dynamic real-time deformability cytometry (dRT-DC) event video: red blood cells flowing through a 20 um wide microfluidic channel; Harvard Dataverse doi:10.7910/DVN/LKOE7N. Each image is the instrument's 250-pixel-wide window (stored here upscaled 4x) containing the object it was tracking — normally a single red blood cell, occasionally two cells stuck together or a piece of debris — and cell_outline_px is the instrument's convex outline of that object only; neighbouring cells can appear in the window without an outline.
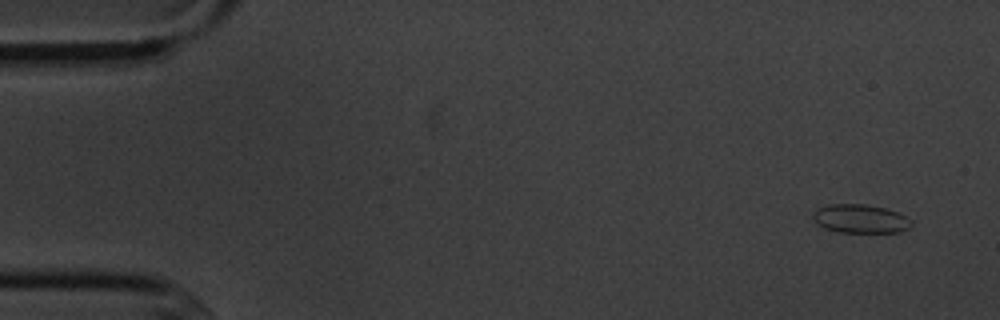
{"species": "common noctule bat (a hibernating species)", "species_latin": "Nyctalus noctula", "temperature_condition": "cold", "stored_images_in_passage": 6, "camera_frame_rate_fps": 3000, "um_per_image_px": 0.085, "animal": {"sex": "male", "body_mass_g": 20.1, "forearm_length_mm": 53.5}, "frame": {"image": 1, "passage_image": 1, "time_ms": 0.0, "image_size_px": [1000, 320], "cell_outline_px": [[912, 224], [908, 228], [900, 232], [836, 232], [824, 228], [816, 224], [812, 216], [816, 208], [828, 204], [860, 204], [884, 208], [900, 212], [912, 220]], "centroid_in_image_um": [73.11, 18.59], "position_along_channel_um": 11.9, "area_um2": 16.59}}
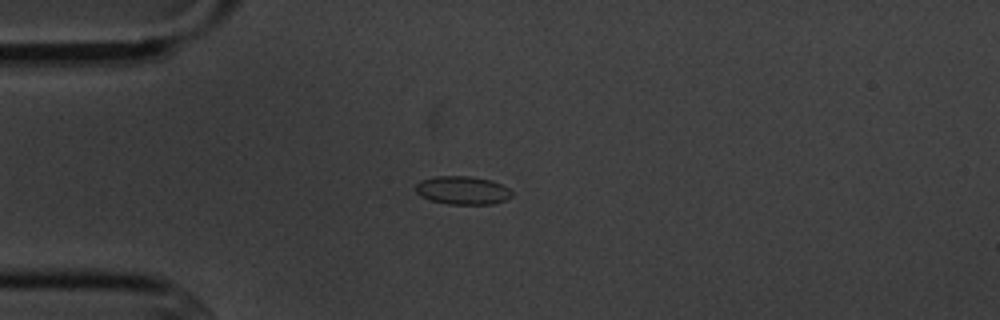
{"frame": {"image": 2, "passage_image": 4, "time_ms": 3.667, "image_size_px": [1000, 320], "cell_outline_px": [[512, 196], [504, 200], [492, 204], [448, 204], [428, 200], [420, 196], [416, 192], [416, 184], [420, 180], [436, 176], [468, 176], [492, 180], [508, 188], [512, 192]], "centroid_in_image_um": [39.29, 16.18], "position_along_channel_um": 45.7, "area_um2": 15.9}}
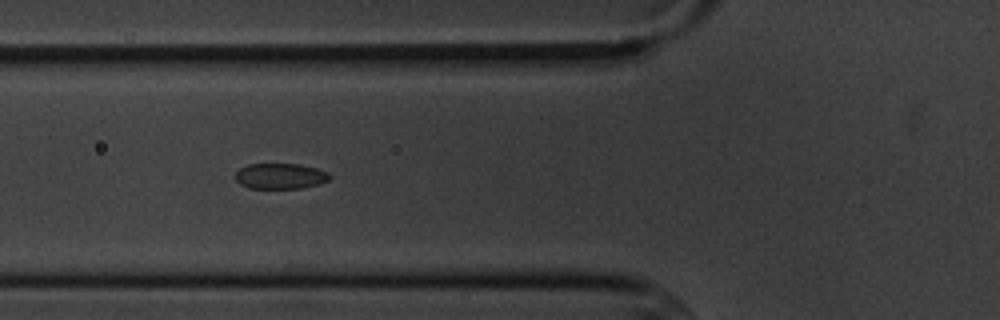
{"frame": {"image": 3, "passage_image": 6, "time_ms": 5.667, "image_size_px": [1000, 320], "cell_outline_px": [[332, 176], [328, 180], [320, 184], [300, 188], [248, 188], [240, 184], [232, 176], [240, 168], [248, 164], [300, 164], [316, 168], [328, 172]], "centroid_in_image_um": [23.81, 14.97], "position_along_channel_um": 102.0, "area_um2": 14.22}}